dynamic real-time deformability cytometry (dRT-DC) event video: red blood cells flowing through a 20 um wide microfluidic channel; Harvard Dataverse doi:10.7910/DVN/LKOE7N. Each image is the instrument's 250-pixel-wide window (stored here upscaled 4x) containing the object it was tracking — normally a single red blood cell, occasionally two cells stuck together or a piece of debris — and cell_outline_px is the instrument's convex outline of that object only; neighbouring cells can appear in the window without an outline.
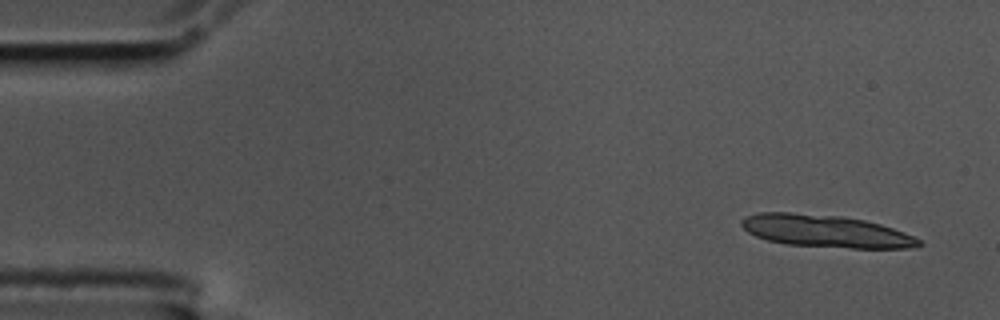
{"species": "common noctule bat (a hibernating species)", "species_latin": "Nyctalus noctula", "temperature_condition": "cold", "stored_images_in_passage": 6, "segment_of_instrument_passage": [1, 3], "camera_frame_rate_fps": 3000, "um_per_image_px": 0.085, "animal": {"sex": "male", "body_mass_g": 17.5, "forearm_length_mm": 52.3}, "frame": {"image": 1, "passage_image": 1, "time_ms": 0.0, "image_size_px": [1000, 320], "cell_outline_px": [[924, 244], [916, 248], [852, 248], [784, 244], [768, 240], [756, 236], [748, 232], [740, 224], [740, 220], [744, 216], [760, 212], [792, 212], [844, 216], [864, 220], [880, 224], [904, 232], [920, 240]], "centroid_in_image_um": [70.17, 19.64], "position_along_channel_um": 14.8, "area_um2": 33.64}}